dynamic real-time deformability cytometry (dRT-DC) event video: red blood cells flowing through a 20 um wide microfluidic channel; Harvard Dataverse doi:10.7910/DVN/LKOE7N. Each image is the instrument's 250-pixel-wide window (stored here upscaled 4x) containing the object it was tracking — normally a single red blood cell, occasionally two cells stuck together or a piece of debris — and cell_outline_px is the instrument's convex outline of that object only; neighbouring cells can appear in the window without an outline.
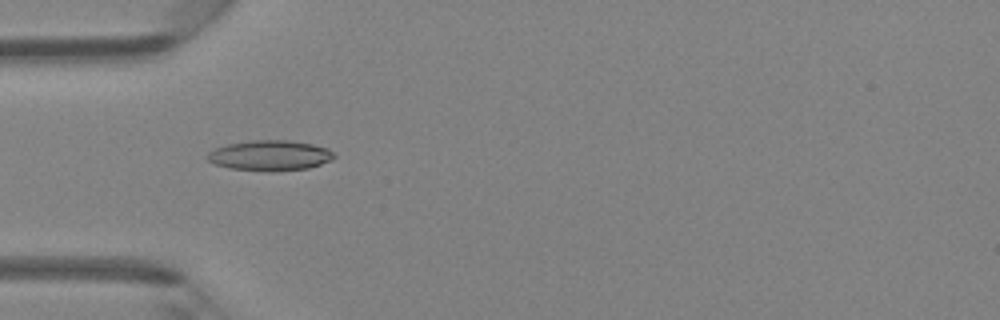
{"species": "Egyptian fruit bat (a non-hibernating species)", "species_latin": "Rousettus aegyptiacus", "temperature_condition": "room temperature", "stored_images_in_passage": 1, "camera_frame_rate_fps": 3000, "um_per_image_px": 0.085, "animal": {"sex": "female"}, "frame": {"image": 1, "passage_image": 1, "time_ms": 0.0, "image_size_px": [1000, 320], "cell_outline_px": [[336, 156], [332, 160], [308, 168], [272, 172], [268, 172], [228, 168], [216, 164], [208, 160], [204, 156], [208, 152], [216, 148], [228, 144], [252, 140], [288, 140], [312, 144], [328, 148]], "centroid_in_image_um": [22.94, 13.22], "position_along_channel_um": 62.1, "area_um2": 22.54}}